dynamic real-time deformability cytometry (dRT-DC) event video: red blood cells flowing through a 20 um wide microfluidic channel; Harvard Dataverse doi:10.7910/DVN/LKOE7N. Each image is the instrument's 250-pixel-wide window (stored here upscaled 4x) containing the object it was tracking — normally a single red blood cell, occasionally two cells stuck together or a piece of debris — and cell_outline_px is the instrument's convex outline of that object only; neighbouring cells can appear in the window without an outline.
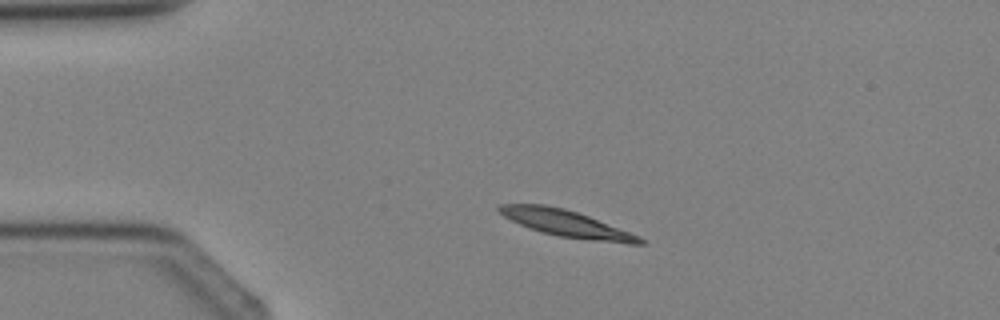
{"species": "Egyptian fruit bat (a non-hibernating species)", "species_latin": "Rousettus aegyptiacus", "temperature_condition": "cold", "stored_images_in_passage": 2, "camera_frame_rate_fps": 3000, "um_per_image_px": 0.085, "animal": {"sex": "female"}, "frame": {"image": 1, "passage_image": 1, "time_ms": 0.0, "image_size_px": [1000, 320], "cell_outline_px": [[644, 244], [628, 244], [588, 240], [560, 236], [540, 232], [528, 228], [504, 216], [496, 208], [500, 204], [544, 204], [564, 208], [588, 216], [640, 236], [644, 240]], "centroid_in_image_um": [48.15, 19.0], "position_along_channel_um": 36.9, "area_um2": 21.68}}